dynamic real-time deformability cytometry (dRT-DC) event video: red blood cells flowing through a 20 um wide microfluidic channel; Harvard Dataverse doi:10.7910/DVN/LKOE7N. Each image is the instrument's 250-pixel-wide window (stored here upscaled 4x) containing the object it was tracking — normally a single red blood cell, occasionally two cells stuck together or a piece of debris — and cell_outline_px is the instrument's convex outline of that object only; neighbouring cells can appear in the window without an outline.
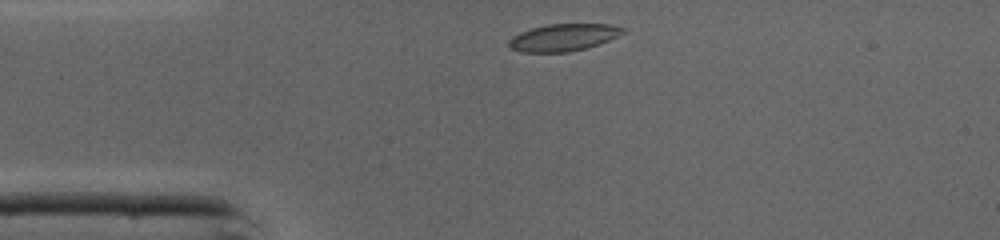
{"species": "common noctule bat (a hibernating species)", "species_latin": "Nyctalus noctula", "temperature_condition": "cold", "stored_images_in_passage": 28, "camera_frame_rate_fps": 3000, "um_per_image_px": 0.085, "animal": {"sex": "male", "body_mass_g": 19.0, "forearm_length_mm": 50.8}, "frame": {"image": 1, "passage_image": 1, "time_ms": 0.0, "image_size_px": [1000, 240], "cell_outline_px": [[624, 32], [608, 40], [584, 48], [568, 52], [520, 52], [512, 48], [508, 44], [508, 40], [512, 36], [520, 32], [532, 28], [548, 24], [608, 24], [624, 28]], "centroid_in_image_um": [47.83, 3.18], "position_along_channel_um": 37.2, "area_um2": 17.74}}
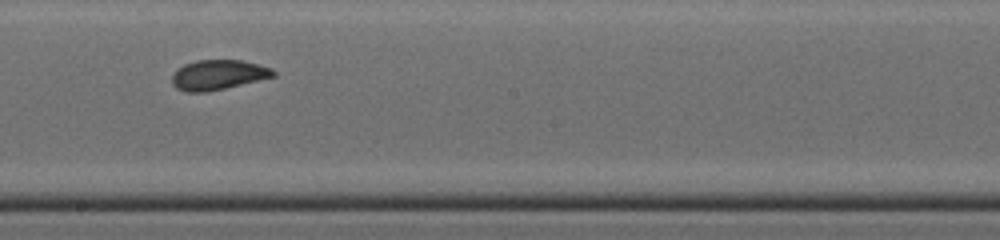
{"frame": {"image": 2, "passage_image": 16, "time_ms": 5.0, "image_size_px": [1000, 240], "cell_outline_px": [[276, 76], [224, 88], [204, 92], [184, 92], [176, 88], [172, 84], [172, 76], [184, 64], [196, 60], [244, 60], [272, 68], [276, 72]], "centroid_in_image_um": [18.56, 6.35], "position_along_channel_um": 229.6, "area_um2": 17.57}}
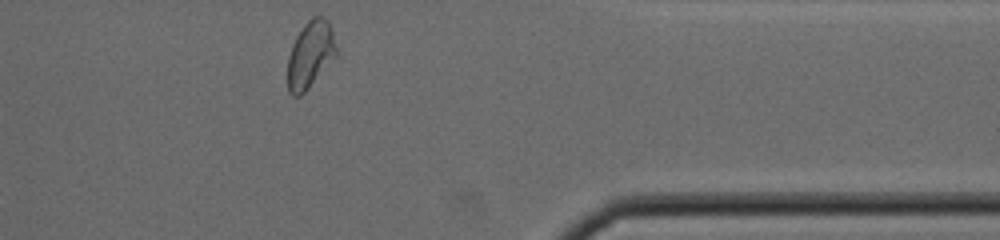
{"frame": {"image": 3, "passage_image": 28, "time_ms": 9.0, "image_size_px": [1000, 240], "cell_outline_px": [[336, 56], [308, 88], [300, 96], [292, 96], [288, 92], [288, 56], [292, 44], [296, 36], [304, 24], [312, 16], [324, 16], [328, 20], [332, 28], [336, 48]], "centroid_in_image_um": [26.37, 4.61], "position_along_channel_um": 385.0, "area_um2": 18.96}, "authors_computed_cell_mechanics": {"area_um2": 17.8024, "velocity_mm_per_s": 4.3513, "shape_relaxation_time_tau1_ms": 5.3593, "shape_relaxation_time_tau2_ms": 0.8723, "deformation_change_tau1": 0.1696, "deformation_change_tau2": 0.065}}